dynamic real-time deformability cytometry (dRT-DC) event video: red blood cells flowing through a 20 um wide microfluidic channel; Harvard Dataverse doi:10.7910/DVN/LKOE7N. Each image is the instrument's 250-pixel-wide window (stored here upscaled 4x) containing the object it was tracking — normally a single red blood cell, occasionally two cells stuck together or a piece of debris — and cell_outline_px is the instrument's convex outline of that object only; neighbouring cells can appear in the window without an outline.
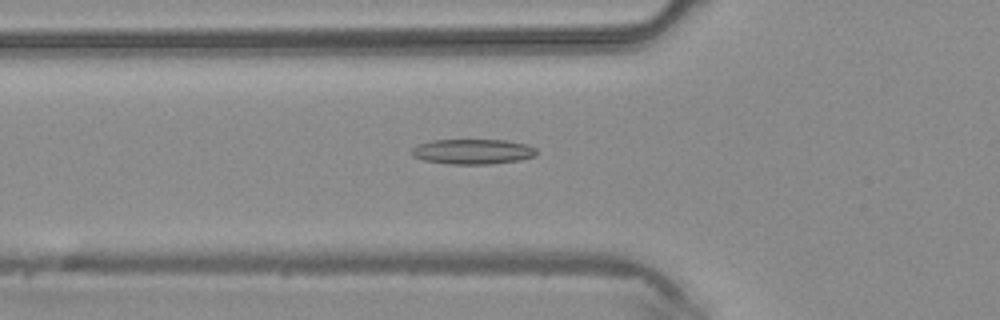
{"species": "common noctule bat (a hibernating species)", "species_latin": "Nyctalus noctula", "temperature_condition": "warm", "stored_images_in_passage": 34, "camera_frame_rate_fps": 3000, "um_per_image_px": 0.085, "animal": {"sex": "male", "body_mass_g": 20.4}, "frame": {"image": 1, "passage_image": 7, "time_ms": 2.0, "image_size_px": [1000, 320], "cell_outline_px": [[536, 156], [520, 160], [492, 164], [448, 164], [424, 160], [412, 156], [412, 148], [420, 144], [432, 140], [508, 140], [528, 144], [536, 148]], "centroid_in_image_um": [40.23, 12.88], "position_along_channel_um": 85.6, "area_um2": 18.38}}
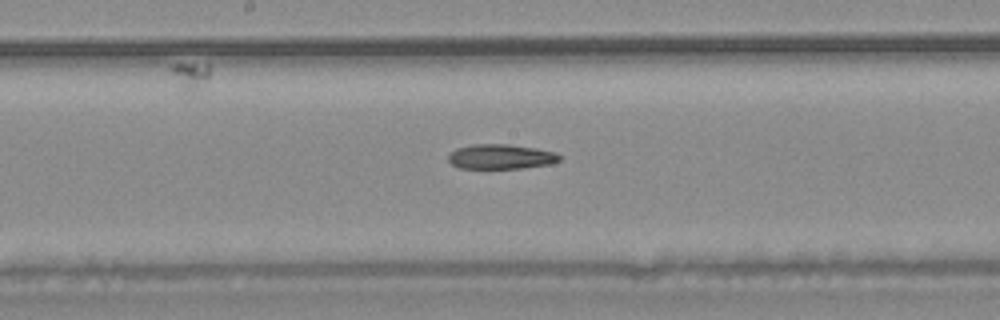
{"frame": {"image": 2, "passage_image": 15, "time_ms": 4.667, "image_size_px": [1000, 320], "cell_outline_px": [[560, 160], [552, 164], [524, 168], [460, 168], [452, 164], [448, 160], [448, 156], [456, 148], [472, 144], [508, 144], [536, 148], [556, 152], [560, 156]], "centroid_in_image_um": [42.59, 13.31], "position_along_channel_um": 205.6, "area_um2": 16.13}}
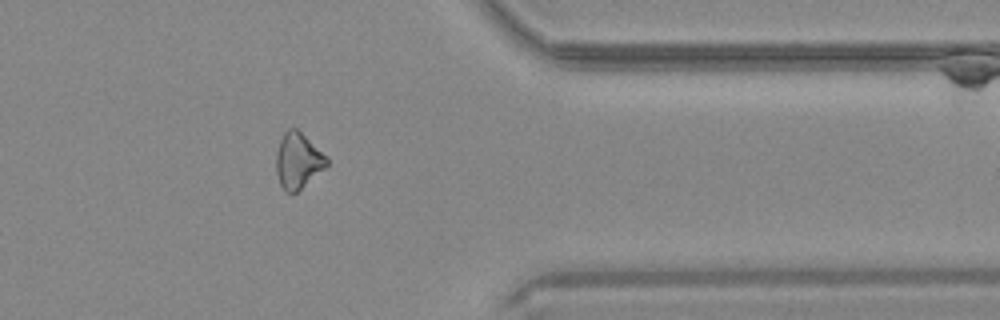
{"frame": {"image": 3, "passage_image": 28, "time_ms": 9.0, "image_size_px": [1000, 320], "cell_outline_px": [[328, 164], [324, 168], [292, 196], [284, 192], [280, 184], [276, 172], [276, 152], [280, 140], [284, 132], [288, 128], [296, 128], [328, 160]], "centroid_in_image_um": [25.26, 13.71], "position_along_channel_um": 386.1, "area_um2": 16.07}}